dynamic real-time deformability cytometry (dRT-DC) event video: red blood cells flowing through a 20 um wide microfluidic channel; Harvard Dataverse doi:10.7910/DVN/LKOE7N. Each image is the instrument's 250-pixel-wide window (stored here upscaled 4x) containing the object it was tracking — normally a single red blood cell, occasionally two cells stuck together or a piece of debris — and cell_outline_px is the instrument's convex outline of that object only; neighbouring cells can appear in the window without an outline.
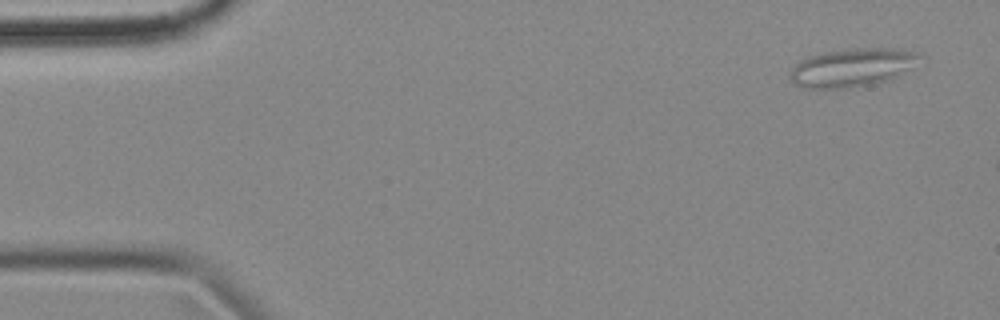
{"species": "common noctule bat (a hibernating species)", "species_latin": "Nyctalus noctula", "temperature_condition": "cold", "stored_images_in_passage": 4, "camera_frame_rate_fps": 3000, "um_per_image_px": 0.085, "animal": {"sex": "female", "body_mass_g": 18.4}, "frame": {"image": 1, "passage_image": 1, "time_ms": 0.0, "image_size_px": [1000, 320], "cell_outline_px": [[924, 56], [908, 68], [896, 76], [872, 84], [848, 88], [804, 88], [796, 84], [792, 80], [792, 68], [800, 60], [808, 56], [820, 52], [856, 48], [892, 48], [920, 52]], "centroid_in_image_um": [72.43, 5.72], "position_along_channel_um": 12.6, "area_um2": 28.61}}